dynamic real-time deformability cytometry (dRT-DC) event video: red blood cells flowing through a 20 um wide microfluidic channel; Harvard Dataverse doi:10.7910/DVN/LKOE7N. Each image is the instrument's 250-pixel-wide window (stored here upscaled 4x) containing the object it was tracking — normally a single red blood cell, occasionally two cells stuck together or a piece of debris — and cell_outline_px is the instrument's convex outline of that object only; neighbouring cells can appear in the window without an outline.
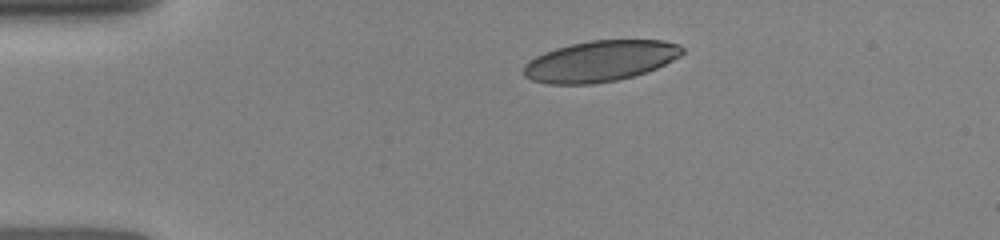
{"species": "human", "species_latin": "Homo sapiens", "temperature_condition": "room temperature", "stored_images_in_passage": 3, "camera_frame_rate_fps": 3000, "um_per_image_px": 0.085, "donor": {"sex": "female"}, "frame": {"image": 1, "passage_image": 1, "time_ms": 0.0, "image_size_px": [1000, 240], "cell_outline_px": [[684, 52], [680, 56], [656, 68], [632, 76], [616, 80], [592, 84], [548, 84], [532, 80], [524, 76], [524, 64], [528, 60], [544, 52], [556, 48], [588, 40], [664, 40], [680, 44], [684, 48]], "centroid_in_image_um": [51.01, 5.18], "position_along_channel_um": 34.0, "area_um2": 37.8}}